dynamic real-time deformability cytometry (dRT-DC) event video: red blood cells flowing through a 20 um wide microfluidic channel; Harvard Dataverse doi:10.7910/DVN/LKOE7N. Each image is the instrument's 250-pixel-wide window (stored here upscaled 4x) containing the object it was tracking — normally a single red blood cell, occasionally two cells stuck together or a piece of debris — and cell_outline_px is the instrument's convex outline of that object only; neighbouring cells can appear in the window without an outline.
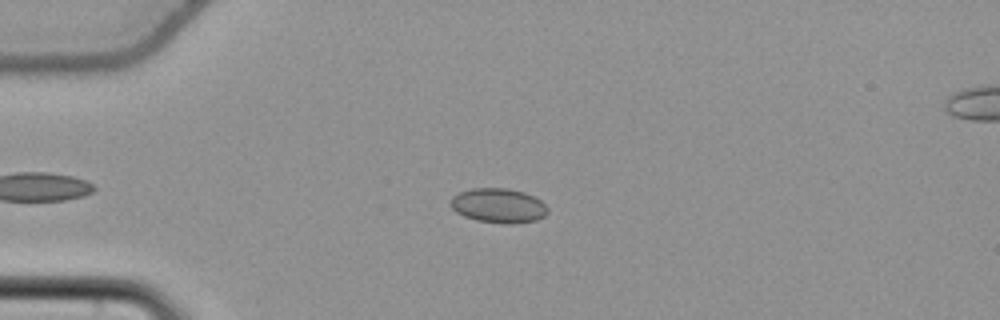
{"species": "common noctule bat (a hibernating species)", "species_latin": "Nyctalus noctula", "temperature_condition": "cold", "stored_images_in_passage": 50, "camera_frame_rate_fps": 3000, "um_per_image_px": 0.085, "animal": {"sex": "female", "body_mass_g": 22.7, "forearm_length_mm": 54.2}, "frame": {"image": 1, "passage_image": 9, "time_ms": 2.667, "image_size_px": [1000, 320], "cell_outline_px": [[548, 212], [544, 216], [536, 220], [516, 224], [504, 224], [476, 220], [464, 216], [456, 212], [448, 204], [448, 200], [452, 196], [460, 192], [472, 188], [508, 188], [524, 192], [540, 200], [548, 208]], "centroid_in_image_um": [42.34, 17.48], "position_along_channel_um": 42.7, "area_um2": 19.77}}
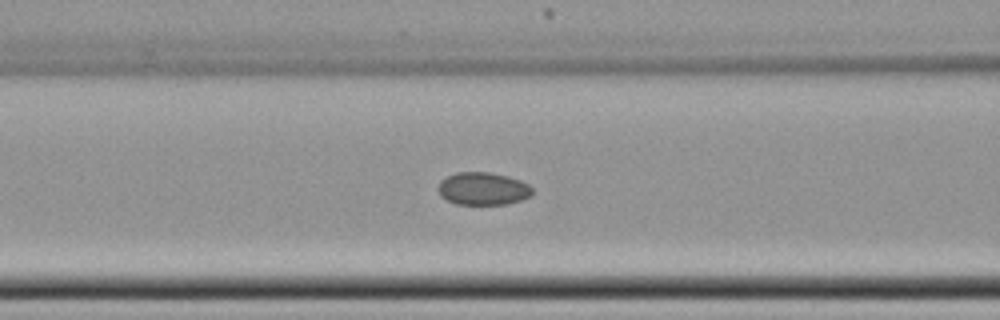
{"frame": {"image": 2, "passage_image": 18, "time_ms": 5.667, "image_size_px": [1000, 320], "cell_outline_px": [[532, 196], [508, 204], [456, 204], [440, 196], [436, 188], [440, 180], [456, 172], [488, 172], [508, 176], [520, 180], [528, 184], [532, 188]], "centroid_in_image_um": [41.03, 16.03], "position_along_channel_um": 125.6, "area_um2": 18.09}}
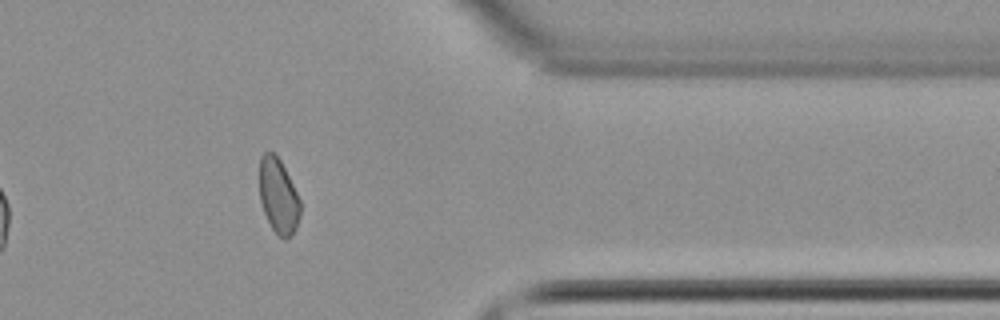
{"frame": {"image": 3, "passage_image": 40, "time_ms": 13.0, "image_size_px": [1000, 320], "cell_outline_px": [[300, 216], [296, 228], [288, 236], [280, 236], [272, 228], [264, 212], [260, 200], [260, 156], [264, 152], [272, 152], [280, 160], [300, 200]], "centroid_in_image_um": [23.65, 16.63], "position_along_channel_um": 387.7, "area_um2": 17.28}, "authors_computed_cell_mechanics": {"area_um2": 18.5827, "velocity_mm_per_s": 3.7758, "shape_relaxation_time_tau1_ms": 2.8072, "shape_relaxation_time_tau2_ms": null, "deformation_change_tau1": 0.0225, "deformation_change_tau2": null}}